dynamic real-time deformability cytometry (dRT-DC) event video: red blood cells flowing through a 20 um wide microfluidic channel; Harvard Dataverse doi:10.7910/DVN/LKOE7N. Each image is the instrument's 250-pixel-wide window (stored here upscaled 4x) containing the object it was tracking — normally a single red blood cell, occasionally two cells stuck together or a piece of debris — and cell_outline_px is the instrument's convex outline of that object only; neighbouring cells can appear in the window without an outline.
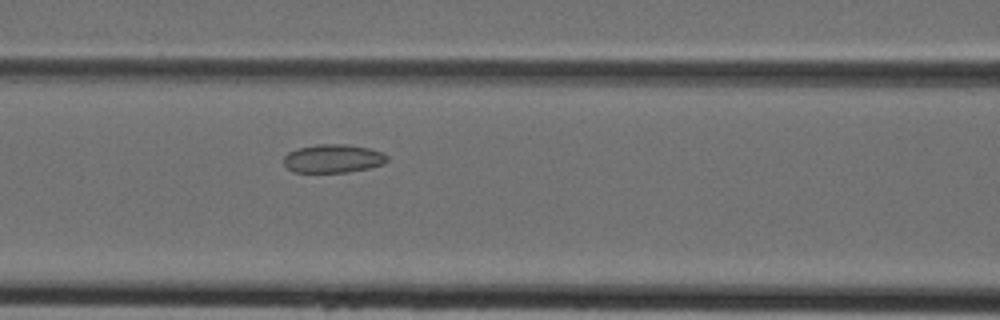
{"species": "Egyptian fruit bat (a non-hibernating species)", "species_latin": "Rousettus aegyptiacus", "temperature_condition": "cold", "stored_images_in_passage": 20, "camera_frame_rate_fps": 3000, "um_per_image_px": 0.085, "animal": {"sex": "female"}, "frame": {"image": 1, "passage_image": 10, "time_ms": 3.0, "image_size_px": [1000, 320], "cell_outline_px": [[388, 160], [384, 164], [368, 168], [348, 172], [292, 172], [284, 164], [284, 156], [288, 152], [300, 148], [316, 144], [348, 144], [368, 148], [380, 152], [388, 156]], "centroid_in_image_um": [28.31, 13.48], "position_along_channel_um": 138.3, "area_um2": 17.11}}
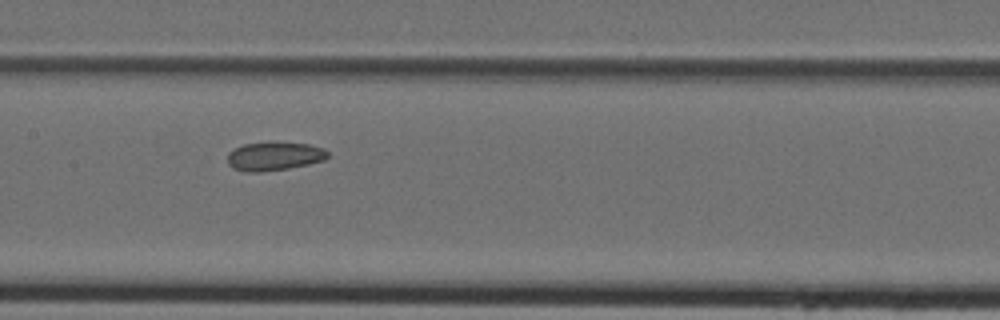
{"frame": {"image": 2, "passage_image": 13, "time_ms": 4.0, "image_size_px": [1000, 320], "cell_outline_px": [[328, 156], [324, 160], [308, 164], [288, 168], [260, 172], [244, 172], [232, 168], [228, 164], [228, 152], [244, 144], [272, 140], [276, 140], [308, 144], [324, 148], [328, 152]], "centroid_in_image_um": [23.3, 13.25], "position_along_channel_um": 184.1, "area_um2": 17.17}}